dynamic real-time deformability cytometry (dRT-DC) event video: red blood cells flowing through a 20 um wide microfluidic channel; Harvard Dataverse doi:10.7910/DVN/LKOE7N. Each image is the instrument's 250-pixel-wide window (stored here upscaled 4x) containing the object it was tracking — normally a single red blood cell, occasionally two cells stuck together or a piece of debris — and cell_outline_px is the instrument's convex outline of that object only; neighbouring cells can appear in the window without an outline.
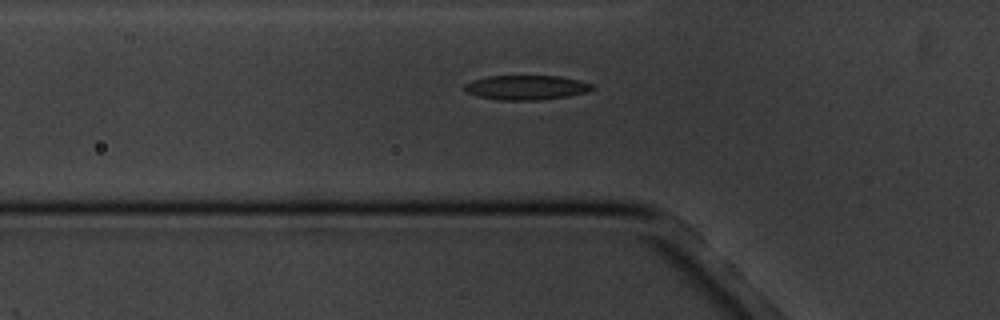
{"species": "common noctule bat (a hibernating species)", "species_latin": "Nyctalus noctula", "temperature_condition": "cold", "stored_images_in_passage": 6, "segment_of_instrument_passage": [2, 2], "camera_frame_rate_fps": 3000, "um_per_image_px": 0.085, "animal": {"sex": "male", "body_mass_g": 20.1, "forearm_length_mm": 53.5}, "frame": {"image": 1, "passage_image": 6, "time_ms": 7.333, "image_size_px": [1000, 320], "cell_outline_px": [[596, 88], [588, 92], [568, 96], [540, 100], [500, 100], [476, 96], [464, 92], [464, 84], [472, 80], [488, 76], [560, 76], [580, 80], [596, 84]], "centroid_in_image_um": [44.77, 7.44], "position_along_channel_um": 81.0, "area_um2": 18.61}}